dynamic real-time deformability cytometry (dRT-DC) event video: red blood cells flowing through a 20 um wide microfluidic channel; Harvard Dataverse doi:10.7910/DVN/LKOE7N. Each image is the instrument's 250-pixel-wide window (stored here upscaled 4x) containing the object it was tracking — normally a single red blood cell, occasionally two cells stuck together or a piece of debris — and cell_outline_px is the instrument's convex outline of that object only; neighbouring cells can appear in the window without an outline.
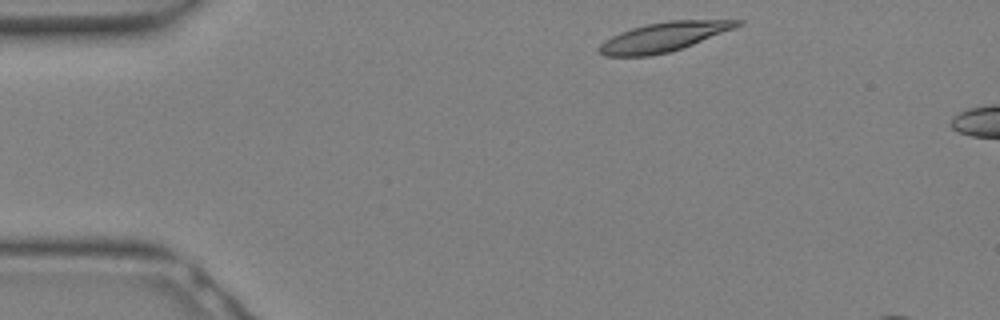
{"species": "Egyptian fruit bat (a non-hibernating species)", "species_latin": "Rousettus aegyptiacus", "temperature_condition": "warm", "stored_images_in_passage": 3, "camera_frame_rate_fps": 3000, "um_per_image_px": 0.085, "animal": {"sex": "female"}, "frame": {"image": 1, "passage_image": 1, "time_ms": 0.0, "image_size_px": [1000, 320], "cell_outline_px": [[744, 24], [736, 28], [692, 44], [668, 52], [648, 56], [604, 56], [596, 48], [604, 40], [620, 32], [632, 28], [648, 24], [668, 20], [744, 20]], "centroid_in_image_um": [56.42, 3.13], "position_along_channel_um": 28.6, "area_um2": 23.41}}